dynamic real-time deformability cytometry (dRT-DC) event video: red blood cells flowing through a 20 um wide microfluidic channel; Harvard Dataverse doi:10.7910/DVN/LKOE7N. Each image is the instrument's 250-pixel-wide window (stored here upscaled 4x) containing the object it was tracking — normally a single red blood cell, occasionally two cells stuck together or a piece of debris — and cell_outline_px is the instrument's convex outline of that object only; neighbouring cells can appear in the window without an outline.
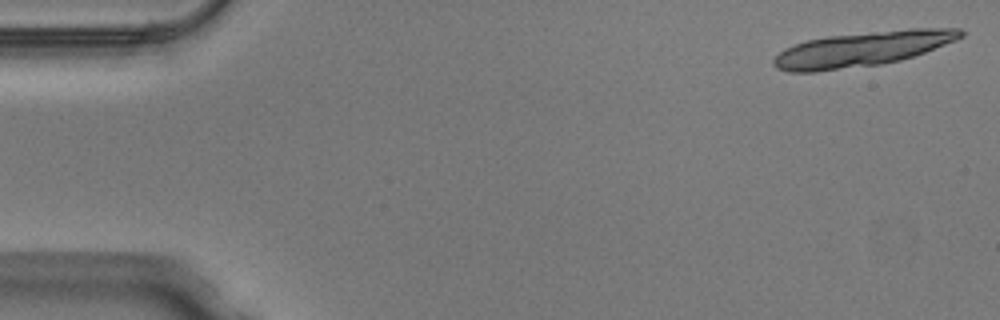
{"species": "Egyptian fruit bat (a non-hibernating species)", "species_latin": "Rousettus aegyptiacus", "temperature_condition": "warm", "stored_images_in_passage": 11, "camera_frame_rate_fps": 3000, "um_per_image_px": 0.085, "animal": {"sex": "male"}, "frame": {"image": 1, "passage_image": 1, "time_ms": 0.0, "image_size_px": [1000, 320], "cell_outline_px": [[964, 36], [956, 40], [924, 52], [900, 60], [880, 64], [816, 72], [788, 72], [776, 68], [772, 64], [772, 60], [784, 48], [808, 40], [828, 36], [908, 28], [960, 28], [964, 32]], "centroid_in_image_um": [73.27, 4.16], "position_along_channel_um": 11.7, "area_um2": 37.8}}